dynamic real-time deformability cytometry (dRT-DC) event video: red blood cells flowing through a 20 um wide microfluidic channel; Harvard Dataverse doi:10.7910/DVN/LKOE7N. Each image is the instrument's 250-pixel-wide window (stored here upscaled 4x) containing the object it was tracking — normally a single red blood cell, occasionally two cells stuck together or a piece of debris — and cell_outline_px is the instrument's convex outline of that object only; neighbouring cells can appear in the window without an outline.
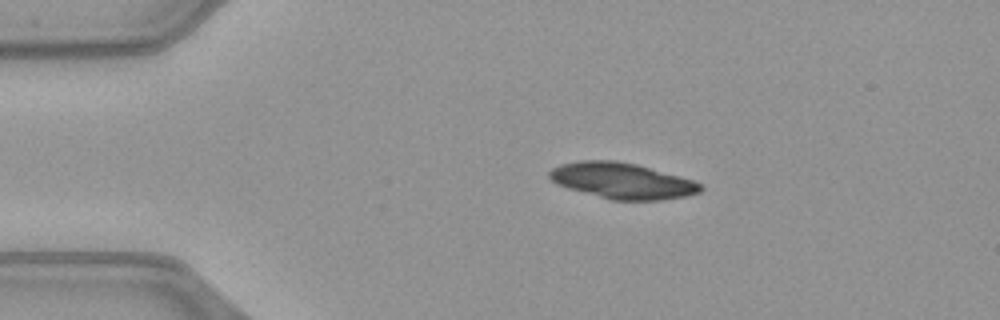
{"species": "common noctule bat (a hibernating species)", "species_latin": "Nyctalus noctula", "temperature_condition": "warm", "stored_images_in_passage": 41, "segment_of_instrument_passage": [1, 2], "camera_frame_rate_fps": 3000, "um_per_image_px": 0.085, "animal": {"sex": "female", "body_mass_g": 21.9}, "frame": {"image": 1, "passage_image": 1, "time_ms": 0.0, "image_size_px": [1000, 320], "cell_outline_px": [[704, 188], [700, 192], [684, 196], [660, 200], [608, 200], [568, 188], [556, 184], [548, 176], [548, 172], [552, 168], [560, 164], [580, 160], [616, 160], [636, 164], [692, 180], [700, 184]], "centroid_in_image_um": [52.83, 15.36], "position_along_channel_um": 32.2, "area_um2": 31.56}}